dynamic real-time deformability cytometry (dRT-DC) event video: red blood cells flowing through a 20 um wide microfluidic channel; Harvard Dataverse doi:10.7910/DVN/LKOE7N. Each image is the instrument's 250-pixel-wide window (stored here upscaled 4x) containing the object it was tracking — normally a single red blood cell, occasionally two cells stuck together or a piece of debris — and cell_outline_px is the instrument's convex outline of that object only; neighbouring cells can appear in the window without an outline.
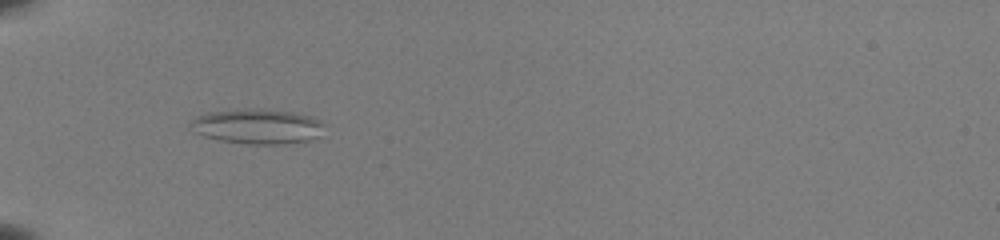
{"species": "common noctule bat (a hibernating species)", "species_latin": "Nyctalus noctula", "temperature_condition": "room temperature", "stored_images_in_passage": 36, "camera_frame_rate_fps": 3000, "um_per_image_px": 0.085, "animal": {"sex": "female", "body_mass_g": 22.0, "forearm_length_mm": 56.7}, "frame": {"image": 1, "passage_image": 3, "time_ms": 0.667, "image_size_px": [1000, 240], "cell_outline_px": [[324, 124], [320, 136], [308, 140], [284, 144], [248, 144], [220, 140], [204, 136], [192, 132], [192, 120], [196, 116], [208, 112], [248, 108], [264, 108], [292, 112], [312, 116]], "centroid_in_image_um": [21.88, 10.73], "position_along_channel_um": 63.1, "area_um2": 27.4}}
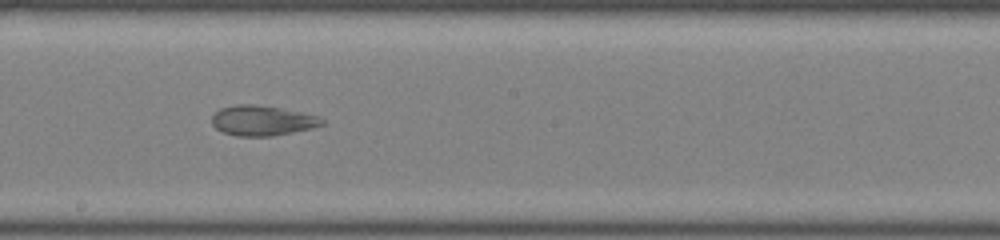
{"frame": {"image": 2, "passage_image": 16, "time_ms": 5.0, "image_size_px": [1000, 240], "cell_outline_px": [[324, 124], [312, 128], [272, 136], [236, 136], [224, 132], [216, 128], [212, 124], [212, 116], [220, 108], [236, 104], [252, 104], [280, 108], [320, 116], [324, 120]], "centroid_in_image_um": [22.29, 10.25], "position_along_channel_um": 225.9, "area_um2": 19.25}}
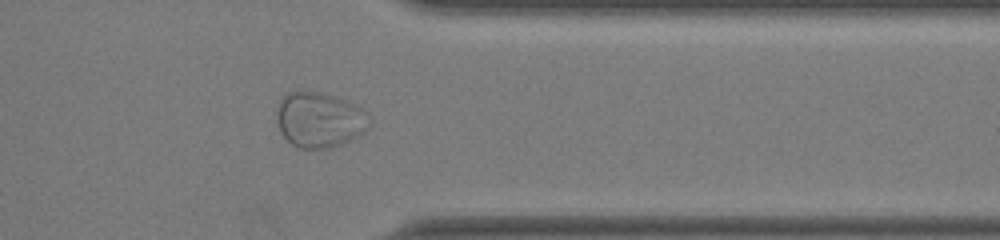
{"frame": {"image": 3, "passage_image": 28, "time_ms": 9.0, "image_size_px": [1000, 240], "cell_outline_px": [[372, 124], [364, 132], [352, 140], [328, 148], [300, 148], [292, 144], [280, 132], [276, 120], [276, 112], [280, 100], [288, 92], [300, 88], [332, 96], [356, 104], [368, 112], [372, 120]], "centroid_in_image_um": [27.17, 10.16], "position_along_channel_um": 384.2, "area_um2": 30.4}}